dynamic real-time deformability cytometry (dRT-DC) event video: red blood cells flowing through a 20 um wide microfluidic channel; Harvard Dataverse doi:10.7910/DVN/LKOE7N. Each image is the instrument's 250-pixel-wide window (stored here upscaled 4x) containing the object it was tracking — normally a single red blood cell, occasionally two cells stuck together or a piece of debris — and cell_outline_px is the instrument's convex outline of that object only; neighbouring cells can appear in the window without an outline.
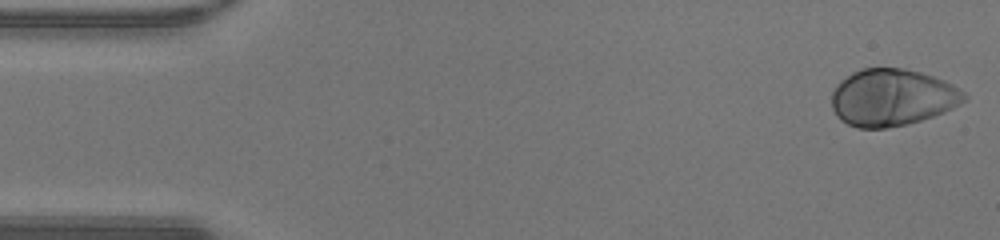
{"species": "human", "species_latin": "Homo sapiens", "temperature_condition": "warm", "stored_images_in_passage": 47, "camera_frame_rate_fps": 3000, "um_per_image_px": 0.085, "donor": {"sex": "male"}, "frame": {"image": 1, "passage_image": 1, "time_ms": 0.0, "image_size_px": [1000, 240], "cell_outline_px": [[968, 100], [944, 112], [908, 124], [884, 128], [856, 128], [840, 120], [836, 116], [832, 108], [832, 92], [836, 84], [840, 80], [852, 72], [860, 68], [904, 68], [920, 72], [944, 80], [952, 84], [964, 92], [968, 96]], "centroid_in_image_um": [75.82, 8.28], "position_along_channel_um": 9.2, "area_um2": 44.27}}
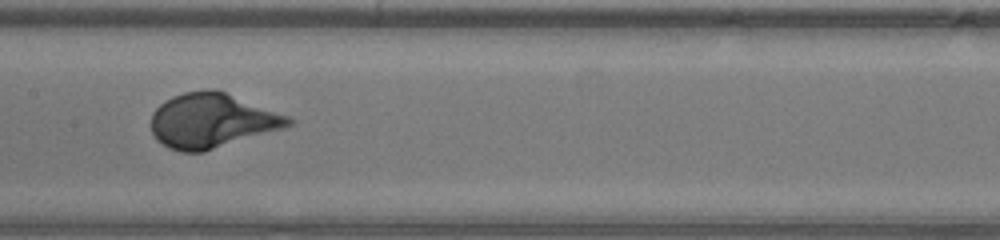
{"frame": {"image": 2, "passage_image": 23, "time_ms": 7.333, "image_size_px": [1000, 240], "cell_outline_px": [[296, 120], [292, 124], [284, 128], [204, 152], [180, 152], [168, 148], [156, 140], [152, 132], [152, 112], [164, 100], [172, 96], [184, 92], [208, 88], [212, 88], [224, 92], [288, 116]], "centroid_in_image_um": [17.98, 10.26], "position_along_channel_um": 189.4, "area_um2": 43.64}}
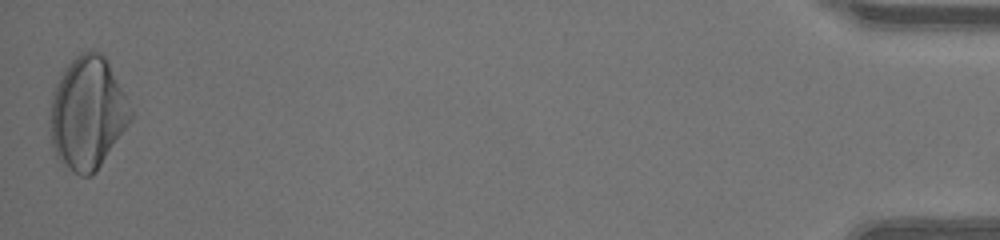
{"frame": {"image": 3, "passage_image": 47, "time_ms": 15.333, "image_size_px": [1000, 240], "cell_outline_px": [[132, 120], [96, 172], [92, 176], [80, 176], [72, 172], [56, 156], [52, 148], [52, 96], [56, 84], [60, 76], [68, 64], [80, 52], [92, 48], [100, 52], [108, 60], [124, 92], [132, 112]], "centroid_in_image_um": [7.48, 9.6], "position_along_channel_um": 427.7, "area_um2": 52.54}, "authors_computed_cell_mechanics": {"area_um2": 43.5234, "velocity_mm_per_s": 4.27, "shape_relaxation_time_tau1_ms": 2.4348, "shape_relaxation_time_tau2_ms": null, "deformation_change_tau1": 0.1956, "deformation_change_tau2": null}}